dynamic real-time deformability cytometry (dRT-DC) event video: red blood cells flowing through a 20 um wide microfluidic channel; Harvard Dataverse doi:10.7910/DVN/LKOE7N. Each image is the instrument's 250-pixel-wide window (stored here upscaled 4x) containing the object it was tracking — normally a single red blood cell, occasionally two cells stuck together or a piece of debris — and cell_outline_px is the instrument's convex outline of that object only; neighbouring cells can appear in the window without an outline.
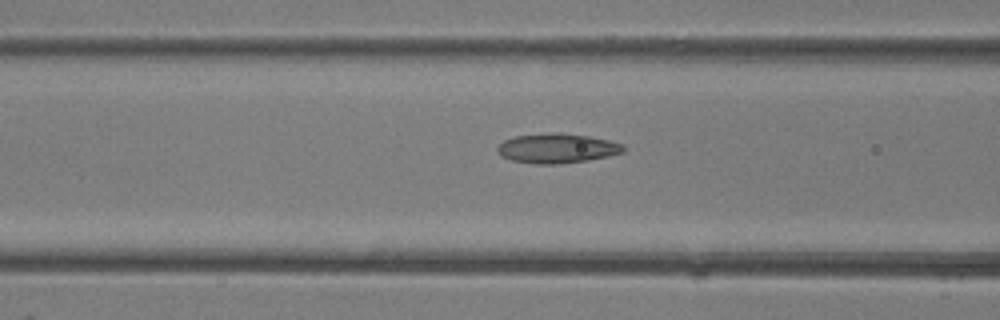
{"species": "common noctule bat (a hibernating species)", "species_latin": "Nyctalus noctula", "temperature_condition": "room temperature", "stored_images_in_passage": 4, "camera_frame_rate_fps": 3000, "um_per_image_px": 0.085, "animal": {"sex": "female"}, "frame": {"image": 1, "passage_image": 4, "time_ms": 1.0, "image_size_px": [1000, 320], "cell_outline_px": [[624, 152], [608, 156], [588, 160], [560, 164], [536, 164], [512, 160], [500, 156], [496, 148], [504, 140], [516, 136], [552, 132], [560, 132], [588, 136], [608, 140], [624, 144]], "centroid_in_image_um": [47.35, 12.6], "position_along_channel_um": 119.3, "area_um2": 21.79}}